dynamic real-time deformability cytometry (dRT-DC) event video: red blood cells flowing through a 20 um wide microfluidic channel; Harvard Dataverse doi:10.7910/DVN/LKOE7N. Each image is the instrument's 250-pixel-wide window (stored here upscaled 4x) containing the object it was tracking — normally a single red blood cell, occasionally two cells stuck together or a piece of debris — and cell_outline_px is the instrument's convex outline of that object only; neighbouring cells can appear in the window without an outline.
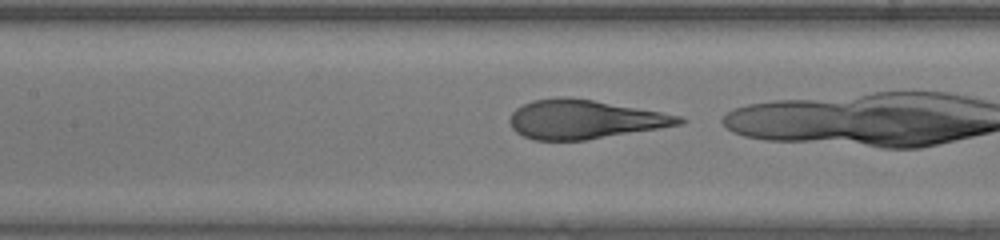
{"species": "human", "species_latin": "Homo sapiens", "temperature_condition": "warm", "stored_images_in_passage": 33, "camera_frame_rate_fps": 3000, "um_per_image_px": 0.085, "donor": {"sex": "female"}, "frame": {"image": 1, "passage_image": 18, "time_ms": 5.667, "image_size_px": [1000, 240], "cell_outline_px": [[688, 120], [680, 124], [660, 128], [584, 140], [532, 140], [516, 132], [512, 128], [508, 120], [512, 112], [516, 108], [532, 100], [564, 96], [592, 100], [660, 112], [680, 116]], "centroid_in_image_um": [49.63, 10.15], "position_along_channel_um": 157.8, "area_um2": 38.09}}
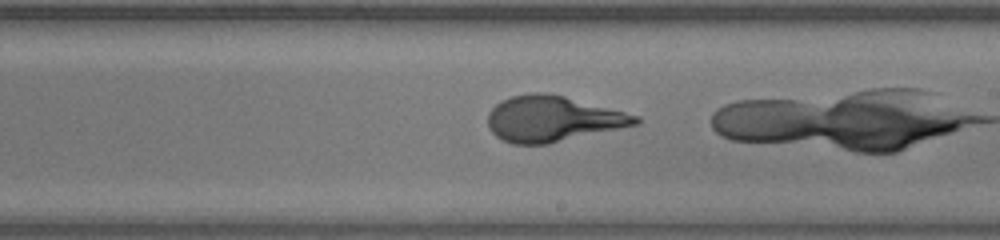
{"frame": {"image": 2, "passage_image": 24, "time_ms": 7.667, "image_size_px": [1000, 240], "cell_outline_px": [[640, 124], [548, 144], [512, 144], [496, 136], [492, 132], [488, 124], [488, 112], [500, 100], [512, 96], [532, 92], [544, 92], [564, 96], [640, 116]], "centroid_in_image_um": [46.97, 10.1], "position_along_channel_um": 242.0, "area_um2": 39.25}}